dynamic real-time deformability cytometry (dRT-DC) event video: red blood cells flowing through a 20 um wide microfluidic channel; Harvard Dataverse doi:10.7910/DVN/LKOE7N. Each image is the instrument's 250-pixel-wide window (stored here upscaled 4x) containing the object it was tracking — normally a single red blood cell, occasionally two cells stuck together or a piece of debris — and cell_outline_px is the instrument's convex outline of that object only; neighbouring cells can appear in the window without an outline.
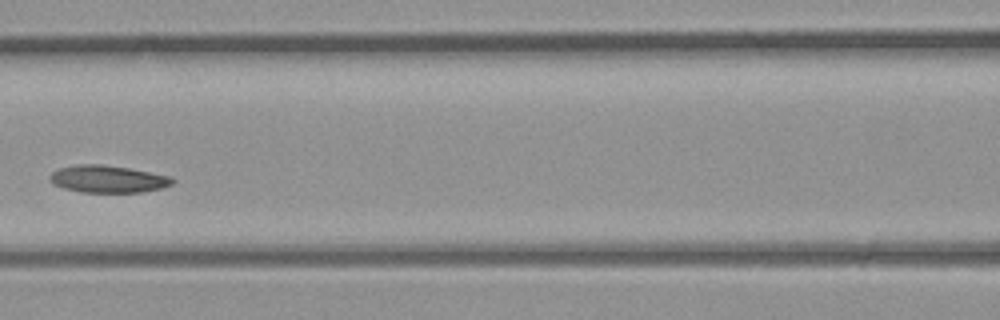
{"species": "common noctule bat (a hibernating species)", "species_latin": "Nyctalus noctula", "temperature_condition": "room temperature", "stored_images_in_passage": 30, "camera_frame_rate_fps": 3000, "um_per_image_px": 0.085, "animal": {"sex": "male", "body_mass_g": 23.1, "forearm_length_mm": 52.7}, "frame": {"image": 1, "passage_image": 9, "time_ms": 2.667, "image_size_px": [1000, 320], "cell_outline_px": [[176, 180], [172, 184], [164, 188], [140, 192], [80, 192], [64, 188], [52, 184], [48, 180], [48, 176], [52, 172], [60, 168], [80, 164], [100, 164], [128, 168], [172, 176]], "centroid_in_image_um": [9.17, 15.22], "position_along_channel_um": 157.4, "area_um2": 19.59}}
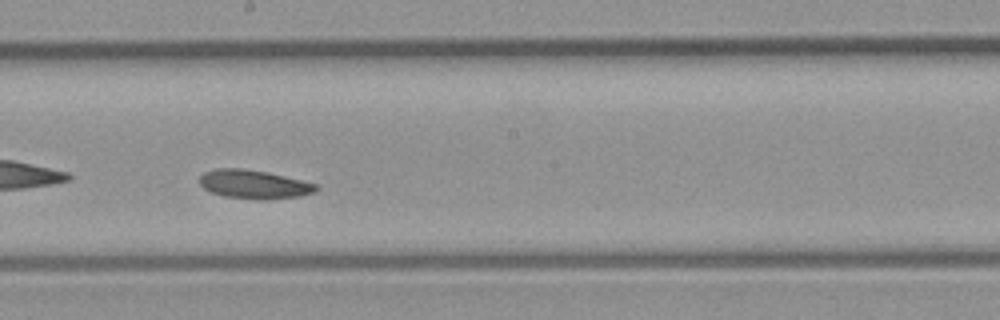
{"frame": {"image": 2, "passage_image": 13, "time_ms": 4.0, "image_size_px": [1000, 320], "cell_outline_px": [[320, 188], [316, 192], [300, 196], [264, 200], [256, 200], [224, 196], [212, 192], [204, 188], [200, 184], [200, 176], [204, 172], [216, 168], [240, 168], [268, 172], [316, 184]], "centroid_in_image_um": [21.6, 15.67], "position_along_channel_um": 226.6, "area_um2": 19.54}}
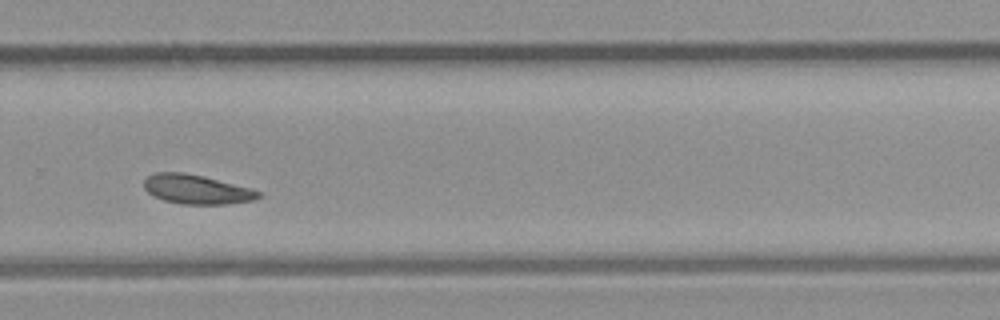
{"frame": {"image": 3, "passage_image": 18, "time_ms": 5.667, "image_size_px": [1000, 320], "cell_outline_px": [[260, 196], [256, 200], [224, 204], [180, 204], [164, 200], [152, 196], [144, 188], [144, 180], [148, 176], [156, 172], [184, 172], [204, 176], [252, 188], [260, 192]], "centroid_in_image_um": [16.71, 16.09], "position_along_channel_um": 313.1, "area_um2": 19.65}}